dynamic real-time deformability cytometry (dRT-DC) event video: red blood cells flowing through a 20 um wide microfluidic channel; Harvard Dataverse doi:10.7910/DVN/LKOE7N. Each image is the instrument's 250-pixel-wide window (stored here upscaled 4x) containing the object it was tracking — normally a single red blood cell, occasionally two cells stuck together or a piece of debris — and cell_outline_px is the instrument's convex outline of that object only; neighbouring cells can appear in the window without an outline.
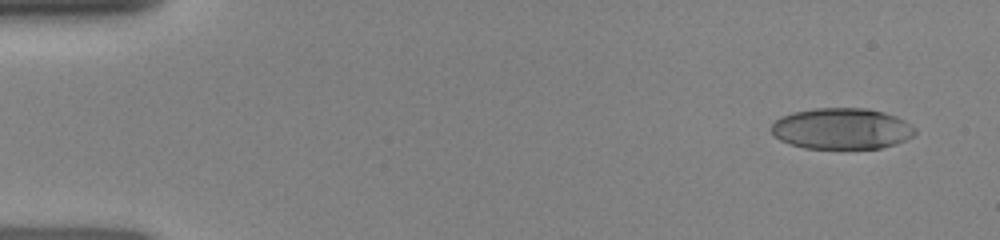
{"species": "human", "species_latin": "Homo sapiens", "temperature_condition": "room temperature", "stored_images_in_passage": 34, "camera_frame_rate_fps": 3000, "um_per_image_px": 0.085, "donor": {"sex": "female"}, "frame": {"image": 1, "passage_image": 1, "time_ms": 0.0, "image_size_px": [1000, 240], "cell_outline_px": [[916, 132], [912, 136], [896, 144], [880, 148], [804, 148], [780, 140], [772, 132], [772, 124], [780, 116], [792, 112], [816, 108], [868, 108], [884, 112], [896, 116], [904, 120], [916, 128]], "centroid_in_image_um": [71.56, 10.92], "position_along_channel_um": 13.4, "area_um2": 34.39}}
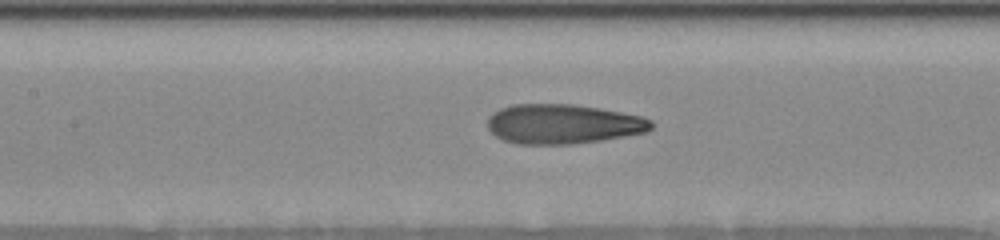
{"frame": {"image": 2, "passage_image": 21, "time_ms": 6.333, "image_size_px": [1000, 240], "cell_outline_px": [[652, 128], [648, 132], [600, 140], [572, 144], [516, 144], [504, 140], [496, 136], [488, 128], [488, 116], [492, 112], [500, 108], [512, 104], [572, 104], [600, 108], [644, 116], [652, 120]], "centroid_in_image_um": [47.86, 10.53], "position_along_channel_um": 159.5, "area_um2": 38.03}}
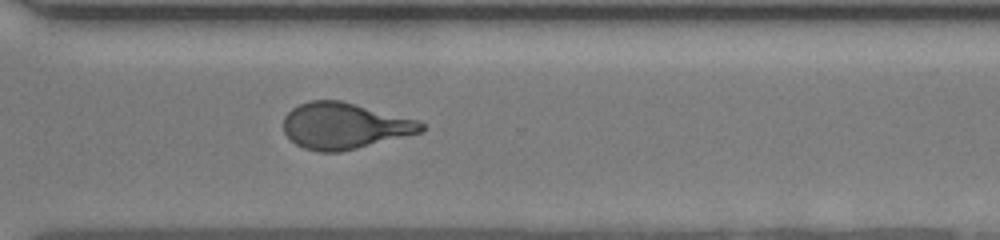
{"frame": {"image": 3, "passage_image": 34, "time_ms": 10.667, "image_size_px": [1000, 240], "cell_outline_px": [[424, 128], [420, 132], [340, 152], [316, 152], [304, 148], [296, 144], [284, 132], [284, 116], [292, 108], [300, 104], [312, 100], [340, 100], [416, 120], [424, 124]], "centroid_in_image_um": [29.22, 10.7], "position_along_channel_um": 341.4, "area_um2": 36.47}}